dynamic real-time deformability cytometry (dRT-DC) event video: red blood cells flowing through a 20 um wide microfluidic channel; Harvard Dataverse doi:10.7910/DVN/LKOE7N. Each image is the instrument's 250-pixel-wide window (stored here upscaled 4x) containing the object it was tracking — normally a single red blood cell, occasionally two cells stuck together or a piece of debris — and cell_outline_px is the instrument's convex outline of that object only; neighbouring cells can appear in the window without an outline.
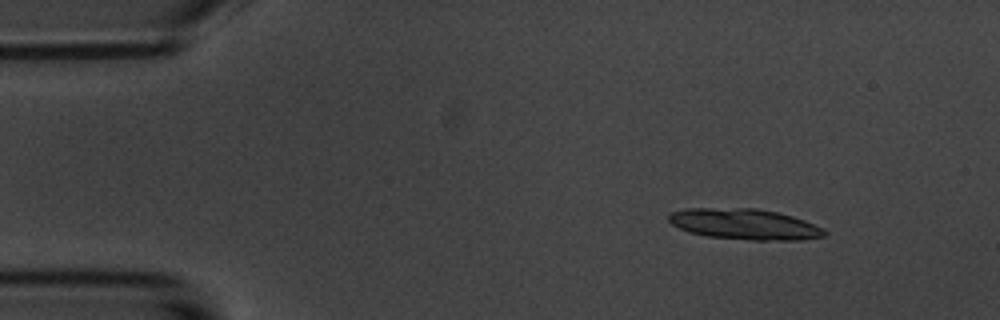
{"species": "common noctule bat (a hibernating species)", "species_latin": "Nyctalus noctula", "temperature_condition": "room temperature", "stored_images_in_passage": 32, "camera_frame_rate_fps": 3000, "um_per_image_px": 0.085, "animal": {"sex": "male", "body_mass_g": 20.1, "forearm_length_mm": 53.5}, "frame": {"image": 1, "passage_image": 4, "time_ms": 1.0, "image_size_px": [1000, 320], "cell_outline_px": [[828, 232], [824, 236], [800, 240], [752, 240], [704, 236], [688, 232], [672, 224], [668, 220], [668, 212], [688, 208], [756, 208], [776, 212], [792, 216], [804, 220], [824, 228]], "centroid_in_image_um": [63.27, 19.05], "position_along_channel_um": 21.7, "area_um2": 28.09}}